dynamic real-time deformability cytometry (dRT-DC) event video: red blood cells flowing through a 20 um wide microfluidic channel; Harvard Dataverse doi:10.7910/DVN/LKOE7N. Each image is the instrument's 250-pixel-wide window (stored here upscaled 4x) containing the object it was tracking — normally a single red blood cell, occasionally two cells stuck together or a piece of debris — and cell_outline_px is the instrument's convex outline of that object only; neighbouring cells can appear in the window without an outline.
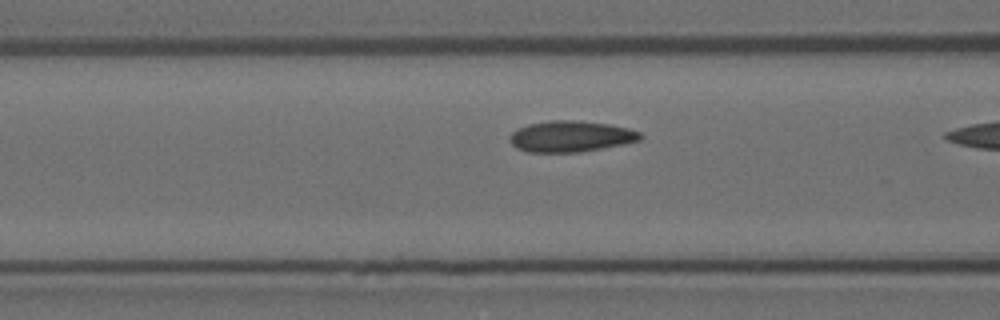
{"species": "Egyptian fruit bat (a non-hibernating species)", "species_latin": "Rousettus aegyptiacus", "temperature_condition": "room temperature", "stored_images_in_passage": 7, "camera_frame_rate_fps": 3000, "um_per_image_px": 0.085, "animal": {"sex": "female"}, "frame": {"image": 1, "passage_image": 6, "time_ms": 1.667, "image_size_px": [1000, 320], "cell_outline_px": [[644, 136], [640, 140], [624, 144], [580, 152], [528, 152], [516, 148], [508, 140], [508, 136], [516, 128], [528, 124], [548, 120], [576, 120], [608, 124], [628, 128], [640, 132]], "centroid_in_image_um": [48.48, 11.59], "position_along_channel_um": 118.1, "area_um2": 23.87}}